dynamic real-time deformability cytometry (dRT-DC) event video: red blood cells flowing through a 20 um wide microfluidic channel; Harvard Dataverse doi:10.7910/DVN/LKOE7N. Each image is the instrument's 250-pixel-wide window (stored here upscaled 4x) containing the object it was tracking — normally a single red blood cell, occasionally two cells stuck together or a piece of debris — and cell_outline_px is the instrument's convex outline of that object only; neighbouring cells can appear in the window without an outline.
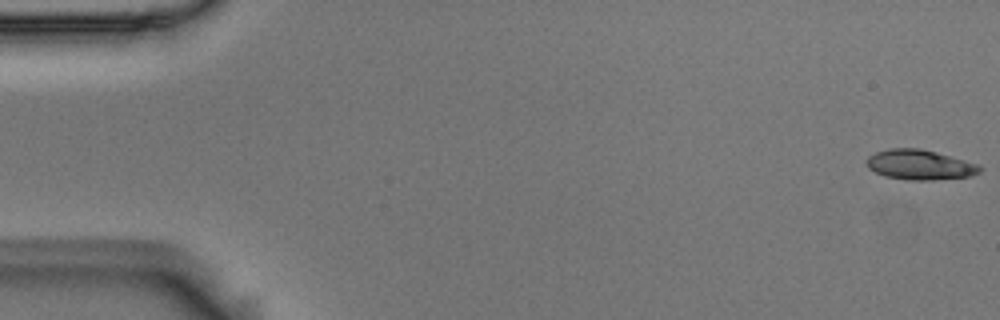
{"species": "Egyptian fruit bat (a non-hibernating species)", "species_latin": "Rousettus aegyptiacus", "temperature_condition": "room temperature", "stored_images_in_passage": 55, "camera_frame_rate_fps": 3000, "um_per_image_px": 0.085, "animal": {"sex": "male"}, "frame": {"image": 1, "passage_image": 1, "time_ms": 0.0, "image_size_px": [1000, 320], "cell_outline_px": [[984, 168], [980, 172], [972, 176], [928, 180], [912, 180], [888, 176], [876, 172], [868, 168], [864, 160], [868, 156], [876, 152], [888, 148], [920, 148], [936, 152], [980, 164]], "centroid_in_image_um": [78.2, 13.99], "position_along_channel_um": 6.8, "area_um2": 19.83}}
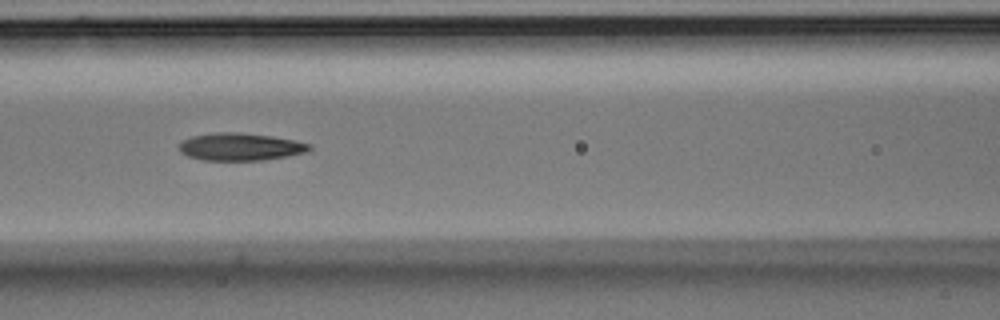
{"frame": {"image": 2, "passage_image": 24, "time_ms": 7.667, "image_size_px": [1000, 320], "cell_outline_px": [[312, 148], [308, 152], [288, 156], [264, 160], [204, 160], [188, 156], [180, 152], [180, 144], [184, 140], [192, 136], [216, 132], [240, 132], [272, 136], [296, 140], [312, 144]], "centroid_in_image_um": [20.49, 12.47], "position_along_channel_um": 146.1, "area_um2": 20.98}}
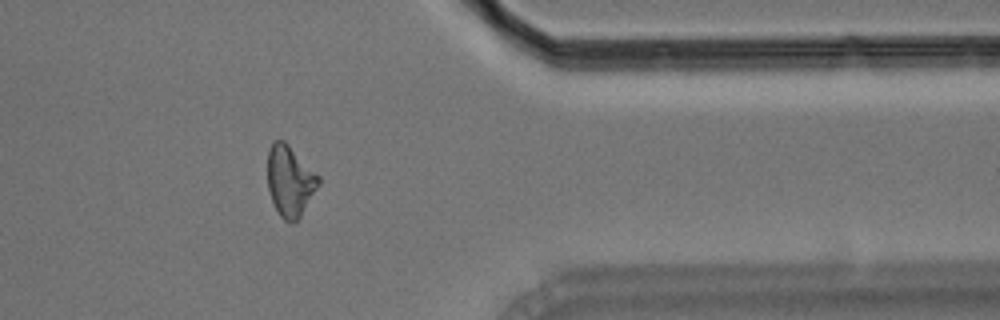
{"frame": {"image": 3, "passage_image": 45, "time_ms": 14.667, "image_size_px": [1000, 320], "cell_outline_px": [[320, 184], [300, 216], [292, 224], [284, 220], [280, 216], [272, 200], [268, 188], [268, 148], [272, 140], [284, 140], [320, 176]], "centroid_in_image_um": [24.64, 15.36], "position_along_channel_um": 386.8, "area_um2": 20.98}, "authors_computed_cell_mechanics": {"area_um2": 20.3456, "velocity_mm_per_s": 3.6643, "shape_relaxation_time_tau1_ms": 5.974, "shape_relaxation_time_tau2_ms": 4.44, "deformation_change_tau1": 0.1858, "deformation_change_tau2": 0.1374}}